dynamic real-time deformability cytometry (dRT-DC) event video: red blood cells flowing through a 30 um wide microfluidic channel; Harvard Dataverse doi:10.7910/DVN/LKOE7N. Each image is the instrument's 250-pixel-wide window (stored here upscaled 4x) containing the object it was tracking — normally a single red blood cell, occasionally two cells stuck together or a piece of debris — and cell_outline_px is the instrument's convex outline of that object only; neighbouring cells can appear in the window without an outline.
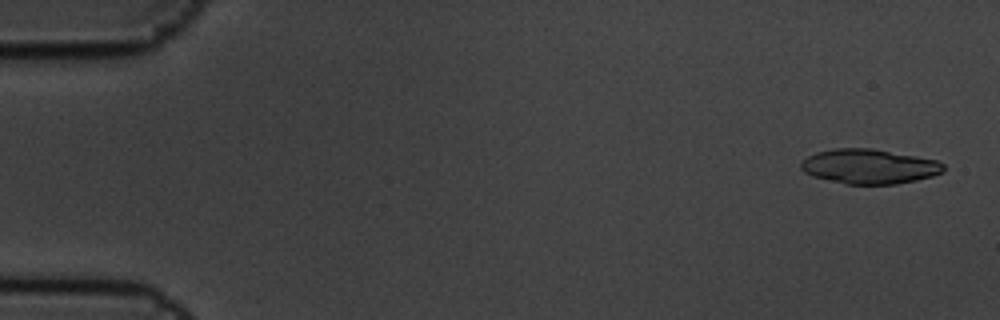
{"species": "common noctule bat (a hibernating species)", "species_latin": "Nyctalus noctula", "temperature_condition": "cold", "stored_images_in_passage": 5, "camera_frame_rate_fps": 3000, "um_per_image_px": 0.085, "animal": {"sex": "male", "body_mass_g": 19.5, "forearm_length_mm": 54.6}, "frame": {"image": 1, "passage_image": 1, "time_ms": 0.0, "image_size_px": [1000, 320], "cell_outline_px": [[944, 172], [932, 176], [916, 180], [896, 184], [844, 184], [812, 176], [804, 172], [800, 168], [800, 164], [808, 156], [816, 152], [836, 148], [872, 148], [916, 156], [936, 160], [944, 164]], "centroid_in_image_um": [73.88, 14.15], "position_along_channel_um": 11.1, "area_um2": 28.84}}